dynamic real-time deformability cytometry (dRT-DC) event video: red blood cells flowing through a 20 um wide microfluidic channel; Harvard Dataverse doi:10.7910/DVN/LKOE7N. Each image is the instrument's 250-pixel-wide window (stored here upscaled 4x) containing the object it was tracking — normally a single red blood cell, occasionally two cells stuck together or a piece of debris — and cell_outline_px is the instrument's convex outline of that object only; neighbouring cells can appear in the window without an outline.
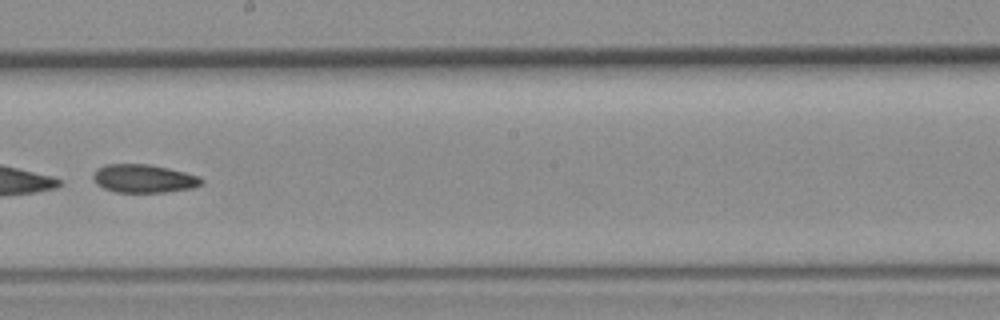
{"species": "common noctule bat (a hibernating species)", "species_latin": "Nyctalus noctula", "temperature_condition": "room temperature", "stored_images_in_passage": 29, "camera_frame_rate_fps": 3000, "um_per_image_px": 0.085, "animal": {"sex": "female", "body_mass_g": 19.3, "forearm_length_mm": 54.1}, "frame": {"image": 1, "passage_image": 13, "time_ms": 4.0, "image_size_px": [1000, 320], "cell_outline_px": [[204, 184], [192, 188], [164, 192], [116, 192], [104, 188], [96, 184], [92, 176], [96, 168], [104, 164], [148, 164], [168, 168], [200, 176], [204, 180]], "centroid_in_image_um": [12.22, 15.17], "position_along_channel_um": 236.0, "area_um2": 17.98}}